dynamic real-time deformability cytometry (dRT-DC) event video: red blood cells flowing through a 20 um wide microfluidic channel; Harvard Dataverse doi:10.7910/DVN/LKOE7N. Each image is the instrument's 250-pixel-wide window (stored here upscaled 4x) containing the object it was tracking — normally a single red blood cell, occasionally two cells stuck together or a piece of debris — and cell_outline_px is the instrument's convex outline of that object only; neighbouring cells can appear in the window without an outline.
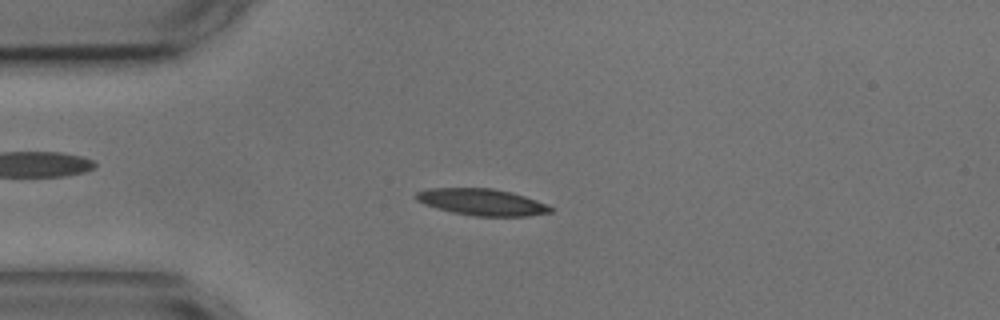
{"species": "common noctule bat (a hibernating species)", "species_latin": "Nyctalus noctula", "temperature_condition": "cold", "stored_images_in_passage": 47, "camera_frame_rate_fps": 3000, "um_per_image_px": 0.085, "animal": {"sex": "male", "body_mass_g": 17.9, "forearm_length_mm": 54.2}, "frame": {"image": 1, "passage_image": 5, "time_ms": 1.333, "image_size_px": [1000, 320], "cell_outline_px": [[552, 212], [528, 216], [476, 216], [452, 212], [436, 208], [424, 204], [416, 200], [416, 192], [428, 188], [492, 188], [512, 192], [536, 200], [552, 208]], "centroid_in_image_um": [40.93, 17.17], "position_along_channel_um": 44.1, "area_um2": 20.75}}
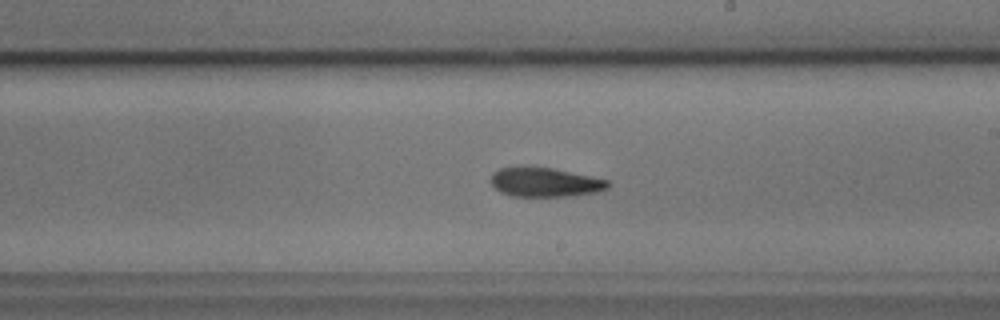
{"frame": {"image": 2, "passage_image": 23, "time_ms": 7.333, "image_size_px": [1000, 320], "cell_outline_px": [[612, 184], [608, 188], [596, 192], [572, 196], [512, 196], [500, 192], [488, 180], [492, 172], [500, 168], [520, 164], [524, 164], [552, 168], [608, 180]], "centroid_in_image_um": [46.25, 15.45], "position_along_channel_um": 242.7, "area_um2": 20.52}}
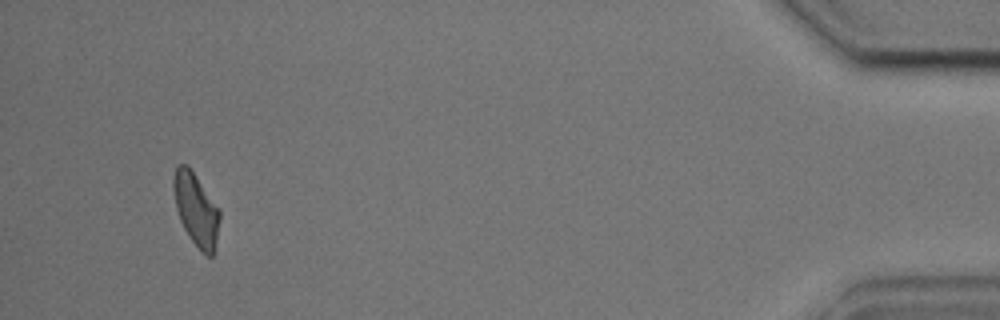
{"frame": {"image": 3, "passage_image": 44, "time_ms": 14.333, "image_size_px": [1000, 320], "cell_outline_px": [[220, 220], [216, 240], [212, 256], [208, 256], [188, 236], [180, 220], [176, 208], [172, 188], [172, 180], [176, 164], [188, 164], [220, 212]], "centroid_in_image_um": [16.62, 17.74], "position_along_channel_um": 418.6, "area_um2": 19.19}, "authors_computed_cell_mechanics": {"area_um2": 20.1722, "velocity_mm_per_s": 3.589, "shape_relaxation_time_tau1_ms": 5.0171, "shape_relaxation_time_tau2_ms": 4.7682, "deformation_change_tau1": 0.1489, "deformation_change_tau2": 0.1204}}